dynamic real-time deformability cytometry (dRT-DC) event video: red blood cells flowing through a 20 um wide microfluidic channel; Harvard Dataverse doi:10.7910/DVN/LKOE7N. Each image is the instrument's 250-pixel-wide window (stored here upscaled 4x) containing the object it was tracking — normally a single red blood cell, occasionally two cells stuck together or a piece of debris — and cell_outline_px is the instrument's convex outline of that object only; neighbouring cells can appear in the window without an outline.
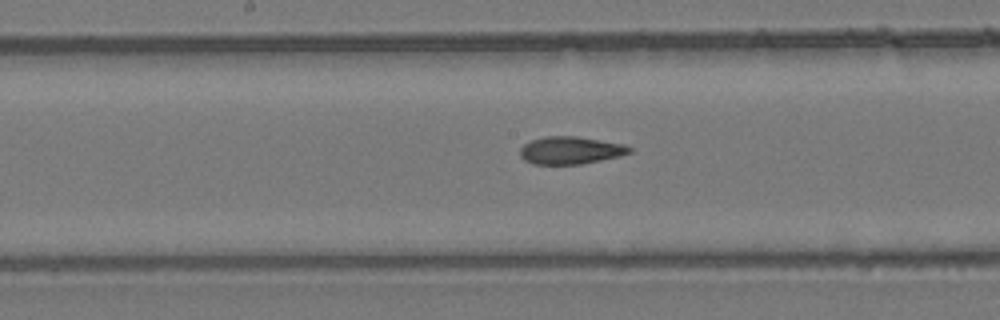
{"species": "common noctule bat (a hibernating species)", "species_latin": "Nyctalus noctula", "temperature_condition": "room temperature", "stored_images_in_passage": 9, "camera_frame_rate_fps": 3000, "um_per_image_px": 0.085, "animal": {"sex": "female", "body_mass_g": 24.6, "forearm_length_mm": 56.2}, "frame": {"image": 1, "passage_image": 8, "time_ms": 2.333, "image_size_px": [1000, 320], "cell_outline_px": [[632, 152], [620, 156], [580, 164], [532, 164], [524, 160], [520, 156], [520, 148], [524, 144], [532, 140], [544, 136], [576, 136], [624, 144], [632, 148]], "centroid_in_image_um": [48.48, 12.78], "position_along_channel_um": 199.7, "area_um2": 17.57}}